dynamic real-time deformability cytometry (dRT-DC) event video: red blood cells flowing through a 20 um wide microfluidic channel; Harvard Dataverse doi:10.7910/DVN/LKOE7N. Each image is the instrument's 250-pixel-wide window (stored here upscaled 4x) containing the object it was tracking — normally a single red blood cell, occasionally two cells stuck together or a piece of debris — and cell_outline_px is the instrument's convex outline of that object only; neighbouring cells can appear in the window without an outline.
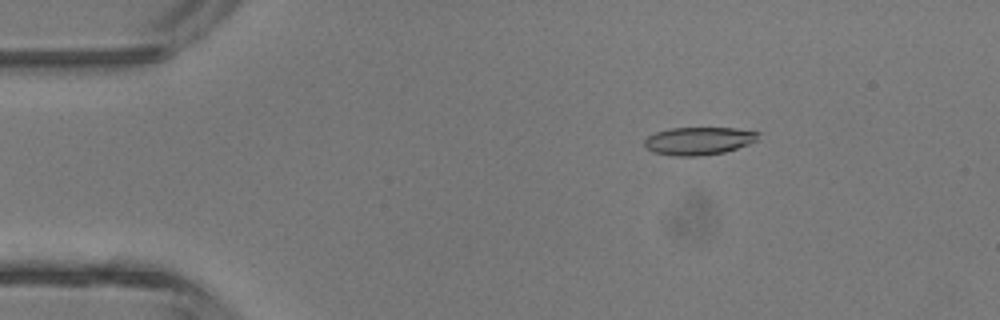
{"species": "common noctule bat (a hibernating species)", "species_latin": "Nyctalus noctula", "temperature_condition": "room temperature", "stored_images_in_passage": 3, "camera_frame_rate_fps": 3000, "um_per_image_px": 0.085, "animal": {"sex": "male", "body_mass_g": 13.3}, "frame": {"image": 1, "passage_image": 1, "time_ms": 0.0, "image_size_px": [1000, 320], "cell_outline_px": [[760, 132], [756, 140], [748, 144], [724, 152], [700, 156], [672, 156], [652, 152], [644, 148], [644, 140], [648, 136], [656, 132], [668, 128], [736, 128]], "centroid_in_image_um": [59.34, 11.98], "position_along_channel_um": 25.7, "area_um2": 18.55}}
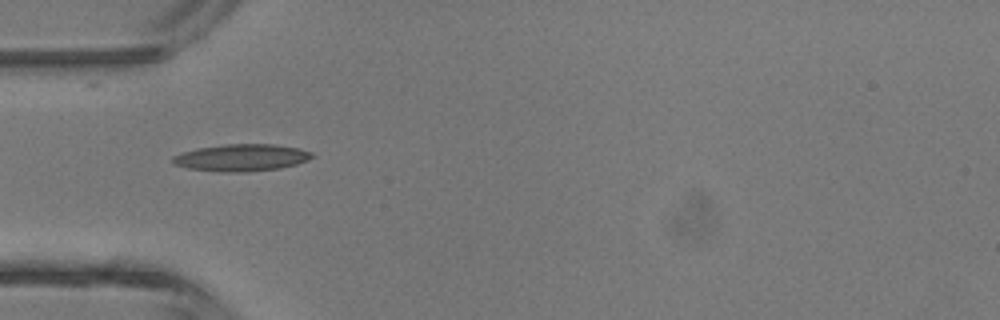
{"frame": {"image": 2, "passage_image": 3, "time_ms": 2.333, "image_size_px": [1000, 320], "cell_outline_px": [[316, 156], [308, 160], [296, 164], [280, 168], [248, 172], [220, 172], [188, 168], [172, 164], [172, 156], [180, 152], [196, 148], [224, 144], [272, 144], [296, 148], [312, 152]], "centroid_in_image_um": [20.49, 13.4], "position_along_channel_um": 64.5, "area_um2": 22.14}}